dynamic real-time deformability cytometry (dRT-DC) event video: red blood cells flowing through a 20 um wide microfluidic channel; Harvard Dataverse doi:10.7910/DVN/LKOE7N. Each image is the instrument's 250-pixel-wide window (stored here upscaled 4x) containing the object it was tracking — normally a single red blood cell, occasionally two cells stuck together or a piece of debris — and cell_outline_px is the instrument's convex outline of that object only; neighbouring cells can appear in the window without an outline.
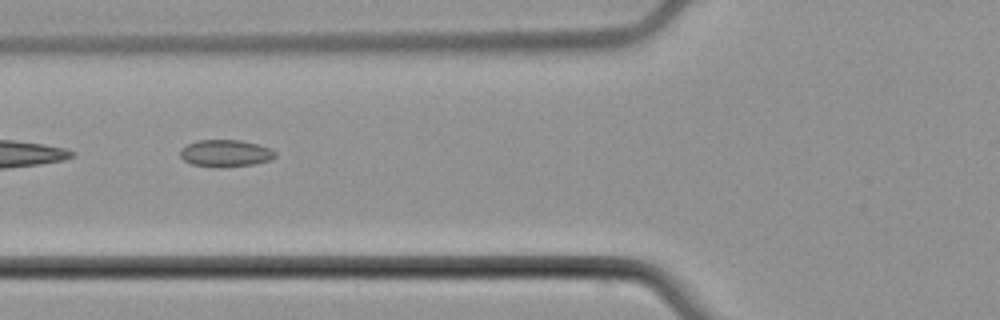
{"species": "common noctule bat (a hibernating species)", "species_latin": "Nyctalus noctula", "temperature_condition": "cold", "stored_images_in_passage": 5, "camera_frame_rate_fps": 3000, "um_per_image_px": 0.085, "animal": {"sex": "male", "body_mass_g": 21.5, "forearm_length_mm": 52.0}, "frame": {"image": 1, "passage_image": 3, "time_ms": 2.333, "image_size_px": [1000, 320], "cell_outline_px": [[276, 156], [272, 160], [256, 164], [224, 168], [216, 168], [192, 164], [184, 160], [180, 156], [180, 148], [196, 140], [240, 140], [272, 148], [276, 152]], "centroid_in_image_um": [19.19, 13.04], "position_along_channel_um": 106.6, "area_um2": 15.32}}
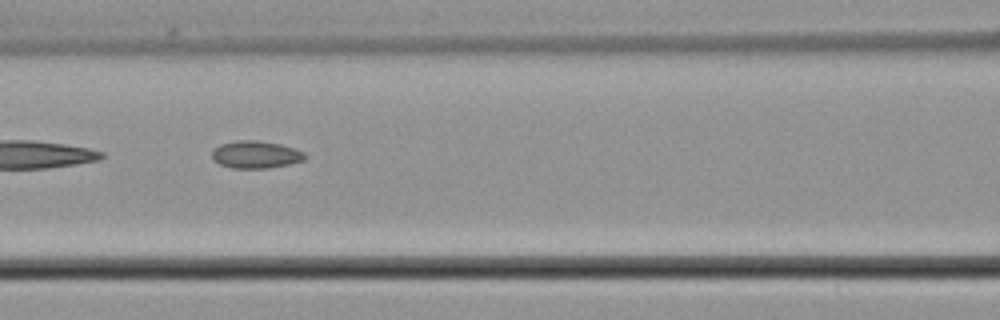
{"frame": {"image": 2, "passage_image": 4, "time_ms": 3.333, "image_size_px": [1000, 320], "cell_outline_px": [[308, 156], [304, 160], [288, 164], [268, 168], [232, 168], [220, 164], [212, 160], [212, 152], [220, 144], [236, 140], [256, 140], [280, 144], [296, 148], [304, 152]], "centroid_in_image_um": [21.75, 13.13], "position_along_channel_um": 144.8, "area_um2": 14.91}}
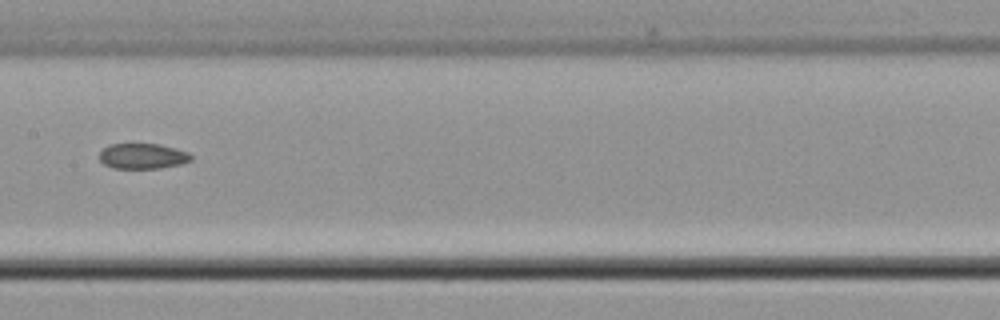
{"frame": {"image": 3, "passage_image": 5, "time_ms": 4.667, "image_size_px": [1000, 320], "cell_outline_px": [[192, 160], [180, 164], [160, 168], [112, 168], [104, 164], [100, 160], [100, 152], [108, 144], [160, 144], [176, 148], [188, 152], [192, 156]], "centroid_in_image_um": [12.13, 13.26], "position_along_channel_um": 195.3, "area_um2": 13.58}}